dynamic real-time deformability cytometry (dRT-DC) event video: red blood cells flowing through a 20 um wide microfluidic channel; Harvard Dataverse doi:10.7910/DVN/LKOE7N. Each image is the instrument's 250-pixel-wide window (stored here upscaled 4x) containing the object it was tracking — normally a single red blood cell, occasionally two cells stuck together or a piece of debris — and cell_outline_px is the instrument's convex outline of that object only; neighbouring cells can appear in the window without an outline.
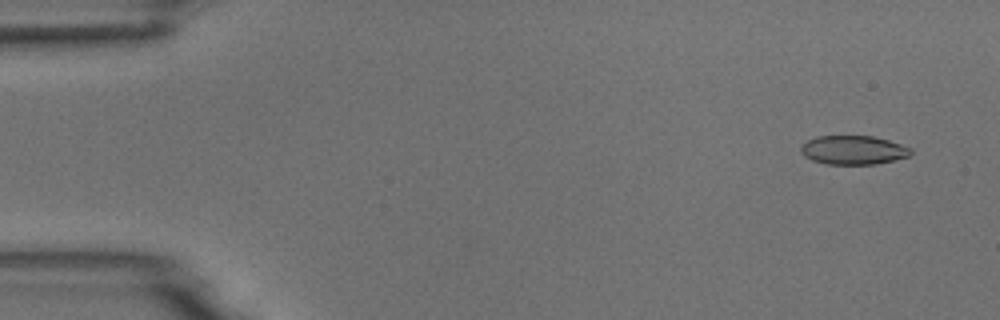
{"species": "common noctule bat (a hibernating species)", "species_latin": "Nyctalus noctula", "temperature_condition": "room temperature", "stored_images_in_passage": 4, "camera_frame_rate_fps": 3000, "um_per_image_px": 0.085, "animal": {"sex": "male", "body_mass_g": 18.8}, "frame": {"image": 1, "passage_image": 1, "time_ms": 0.0, "image_size_px": [1000, 320], "cell_outline_px": [[912, 152], [908, 156], [876, 164], [828, 164], [812, 160], [804, 156], [800, 152], [800, 148], [808, 140], [816, 136], [872, 136], [888, 140], [912, 148]], "centroid_in_image_um": [72.52, 12.75], "position_along_channel_um": 12.5, "area_um2": 18.38}}